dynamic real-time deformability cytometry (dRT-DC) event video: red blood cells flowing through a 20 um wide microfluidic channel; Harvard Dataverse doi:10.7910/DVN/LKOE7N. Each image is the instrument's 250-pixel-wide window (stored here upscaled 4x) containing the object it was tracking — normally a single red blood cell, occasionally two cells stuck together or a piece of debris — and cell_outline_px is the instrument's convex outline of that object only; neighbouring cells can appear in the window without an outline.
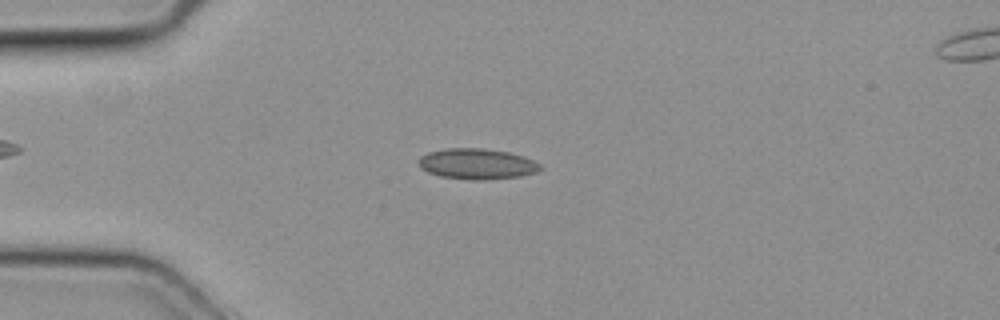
{"species": "common noctule bat (a hibernating species)", "species_latin": "Nyctalus noctula", "temperature_condition": "cold", "stored_images_in_passage": 49, "camera_frame_rate_fps": 3000, "um_per_image_px": 0.085, "animal": {"sex": "female", "body_mass_g": 19.3, "forearm_length_mm": 54.1}, "frame": {"image": 1, "passage_image": 12, "time_ms": 3.667, "image_size_px": [1000, 320], "cell_outline_px": [[540, 168], [536, 172], [520, 176], [476, 180], [472, 180], [440, 176], [428, 172], [420, 168], [420, 156], [428, 152], [448, 148], [480, 148], [508, 152], [524, 156], [540, 164]], "centroid_in_image_um": [40.52, 13.92], "position_along_channel_um": 44.5, "area_um2": 21.44}}
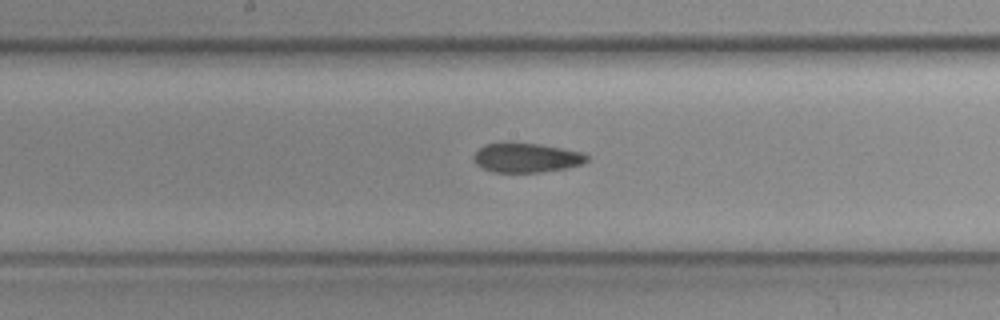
{"frame": {"image": 2, "passage_image": 25, "time_ms": 8.0, "image_size_px": [1000, 320], "cell_outline_px": [[588, 160], [580, 164], [564, 168], [540, 172], [492, 172], [476, 164], [472, 156], [484, 144], [536, 144], [560, 148], [580, 152], [588, 156]], "centroid_in_image_um": [44.71, 13.43], "position_along_channel_um": 203.5, "area_um2": 18.73}}
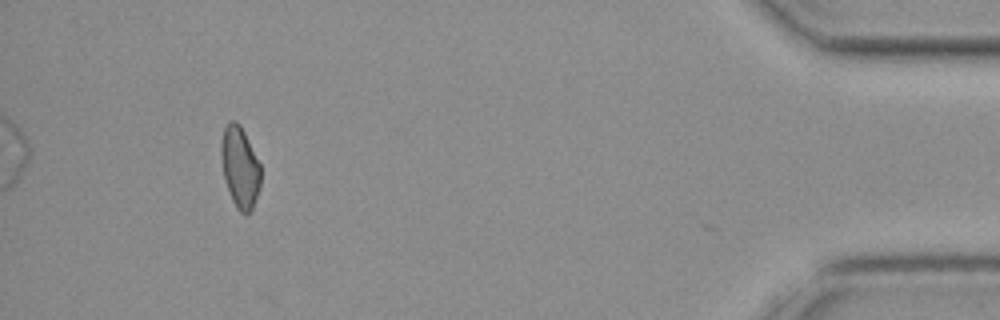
{"frame": {"image": 3, "passage_image": 45, "time_ms": 14.667, "image_size_px": [1000, 320], "cell_outline_px": [[260, 188], [252, 208], [244, 216], [236, 208], [232, 200], [224, 176], [220, 156], [220, 144], [224, 128], [228, 120], [236, 120], [240, 124], [260, 164]], "centroid_in_image_um": [20.38, 14.19], "position_along_channel_um": 414.8, "area_um2": 18.73}}